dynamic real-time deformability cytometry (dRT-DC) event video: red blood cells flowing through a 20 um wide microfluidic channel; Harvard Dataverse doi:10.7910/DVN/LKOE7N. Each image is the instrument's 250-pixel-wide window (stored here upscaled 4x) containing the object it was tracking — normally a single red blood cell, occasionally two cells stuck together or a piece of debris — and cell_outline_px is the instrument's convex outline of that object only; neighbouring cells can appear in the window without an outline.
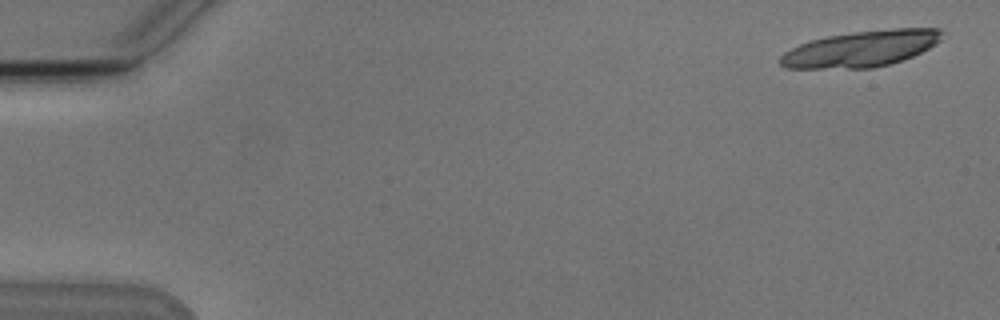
{"species": "Egyptian fruit bat (a non-hibernating species)", "species_latin": "Rousettus aegyptiacus", "temperature_condition": "cold", "stored_images_in_passage": 9, "camera_frame_rate_fps": 3000, "um_per_image_px": 0.085, "animal": {"sex": "male"}, "frame": {"image": 1, "passage_image": 1, "time_ms": 0.0, "image_size_px": [1000, 320], "cell_outline_px": [[940, 40], [936, 44], [912, 56], [888, 64], [872, 68], [784, 68], [780, 64], [780, 56], [784, 52], [800, 44], [812, 40], [828, 36], [856, 32], [896, 28], [940, 28]], "centroid_in_image_um": [73.17, 4.15], "position_along_channel_um": 11.8, "area_um2": 33.47}}
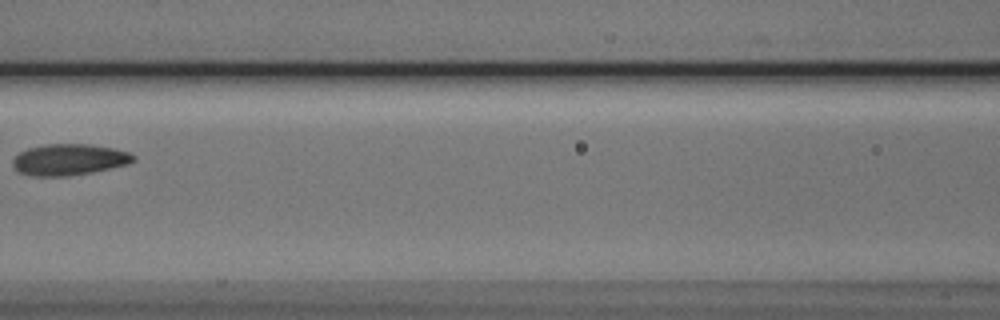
{"frame": {"image": 2, "passage_image": 7, "time_ms": 8.0, "image_size_px": [1000, 320], "cell_outline_px": [[136, 160], [128, 164], [92, 172], [68, 176], [32, 176], [20, 172], [12, 164], [12, 160], [20, 152], [28, 148], [48, 144], [88, 144], [112, 148], [128, 152], [136, 156]], "centroid_in_image_um": [5.89, 13.57], "position_along_channel_um": 160.7, "area_um2": 21.85}}
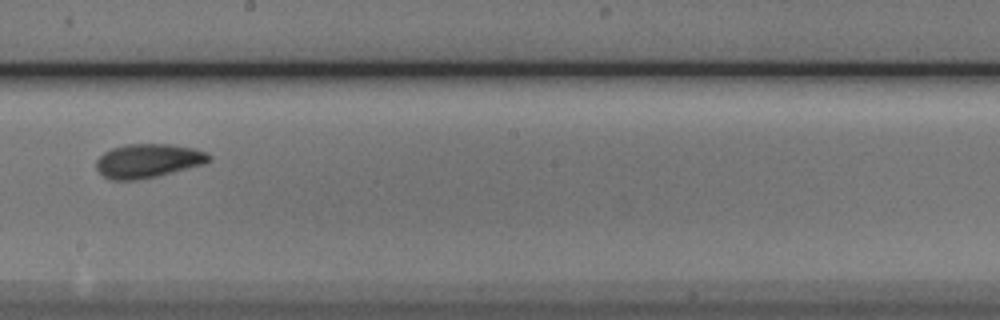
{"frame": {"image": 3, "passage_image": 9, "time_ms": 10.0, "image_size_px": [1000, 320], "cell_outline_px": [[212, 160], [204, 164], [160, 176], [136, 180], [112, 180], [104, 176], [96, 168], [96, 160], [104, 152], [112, 148], [124, 144], [168, 144], [196, 148], [208, 152], [212, 156]], "centroid_in_image_um": [12.63, 13.66], "position_along_channel_um": 235.6, "area_um2": 22.6}}